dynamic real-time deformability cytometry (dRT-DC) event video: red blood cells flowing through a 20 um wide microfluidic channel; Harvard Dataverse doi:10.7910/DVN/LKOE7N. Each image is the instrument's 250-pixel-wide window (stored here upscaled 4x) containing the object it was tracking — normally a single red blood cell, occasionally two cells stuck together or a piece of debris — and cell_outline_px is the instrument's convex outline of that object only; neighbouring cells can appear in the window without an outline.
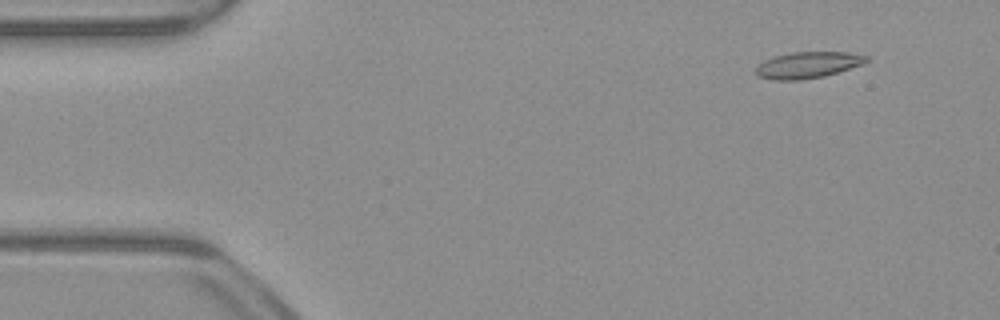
{"species": "common noctule bat (a hibernating species)", "species_latin": "Nyctalus noctula", "temperature_condition": "warm", "stored_images_in_passage": 52, "camera_frame_rate_fps": 3000, "um_per_image_px": 0.085, "animal": {"sex": "male", "body_mass_g": 23.1, "forearm_length_mm": 52.7}, "frame": {"image": 1, "passage_image": 5, "time_ms": 1.333, "image_size_px": [1000, 320], "cell_outline_px": [[868, 60], [860, 64], [824, 76], [800, 80], [772, 80], [760, 76], [756, 72], [756, 68], [764, 60], [776, 56], [792, 52], [848, 52], [868, 56]], "centroid_in_image_um": [68.64, 5.52], "position_along_channel_um": 16.4, "area_um2": 16.59}}
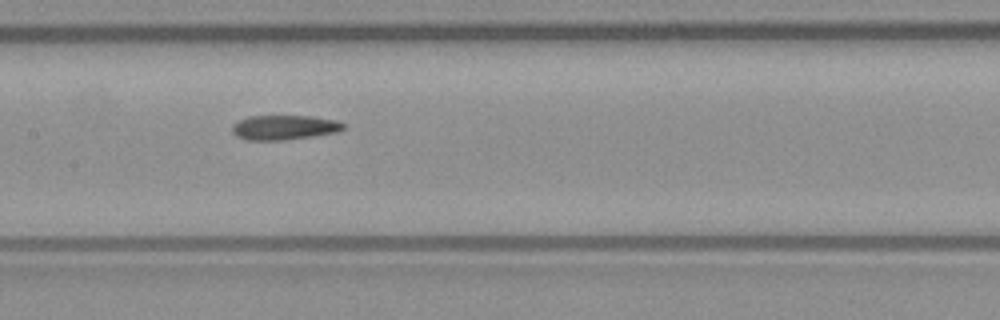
{"frame": {"image": 2, "passage_image": 25, "time_ms": 8.0, "image_size_px": [1000, 320], "cell_outline_px": [[344, 128], [340, 132], [284, 140], [248, 140], [236, 136], [232, 132], [232, 124], [236, 120], [248, 116], [312, 116], [336, 120], [344, 124]], "centroid_in_image_um": [24.13, 10.83], "position_along_channel_um": 183.3, "area_um2": 16.13}}
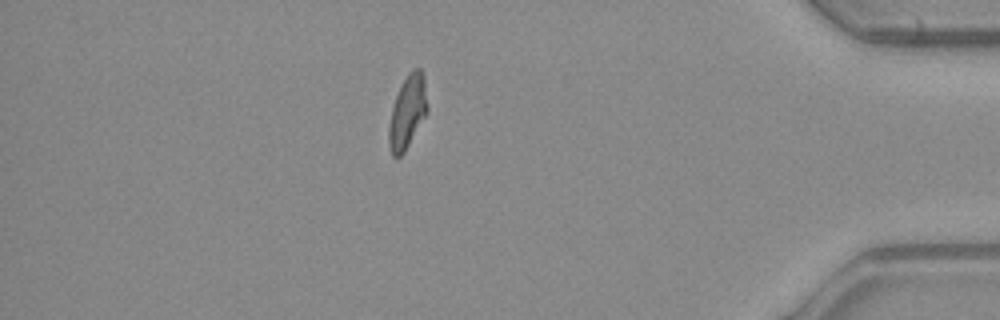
{"frame": {"image": 3, "passage_image": 45, "time_ms": 14.667, "image_size_px": [1000, 320], "cell_outline_px": [[428, 112], [404, 152], [396, 160], [392, 156], [388, 144], [388, 128], [392, 108], [396, 96], [408, 72], [412, 68], [420, 68], [424, 76], [428, 108]], "centroid_in_image_um": [34.63, 9.54], "position_along_channel_um": 400.6, "area_um2": 16.47}, "authors_computed_cell_mechanics": {"area_um2": 16.473, "velocity_mm_per_s": 3.9643, "shape_relaxation_time_tau1_ms": null, "shape_relaxation_time_tau2_ms": 4.538, "deformation_change_tau1": null, "deformation_change_tau2": 0.1372}}